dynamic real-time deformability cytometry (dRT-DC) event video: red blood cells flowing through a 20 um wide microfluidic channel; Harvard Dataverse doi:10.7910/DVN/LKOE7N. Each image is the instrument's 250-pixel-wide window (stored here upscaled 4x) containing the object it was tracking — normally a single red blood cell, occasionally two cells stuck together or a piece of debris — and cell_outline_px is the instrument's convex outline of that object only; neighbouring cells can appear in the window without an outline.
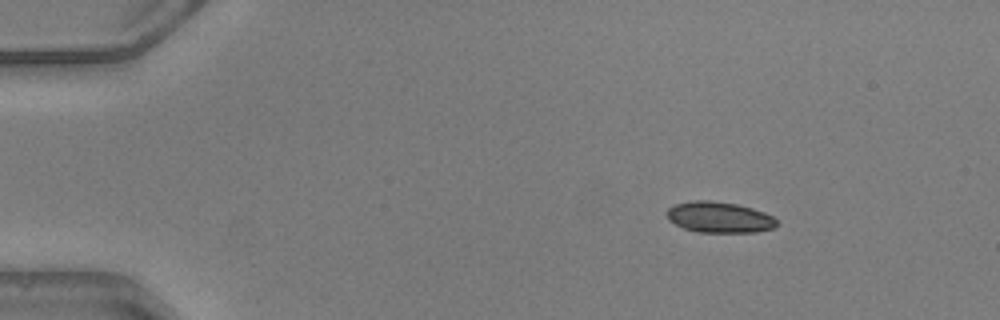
{"species": "common noctule bat (a hibernating species)", "species_latin": "Nyctalus noctula", "temperature_condition": "warm", "stored_images_in_passage": 43, "camera_frame_rate_fps": 3000, "um_per_image_px": 0.085, "animal": {"sex": "male", "body_mass_g": 20.5, "forearm_length_mm": 52.5}, "frame": {"image": 1, "passage_image": 1, "time_ms": 0.0, "image_size_px": [1000, 320], "cell_outline_px": [[776, 224], [772, 228], [756, 232], [696, 232], [684, 228], [668, 220], [668, 208], [676, 204], [692, 200], [708, 200], [736, 204], [752, 208], [764, 212], [772, 216], [776, 220]], "centroid_in_image_um": [61.12, 18.46], "position_along_channel_um": 23.9, "area_um2": 19.59}}
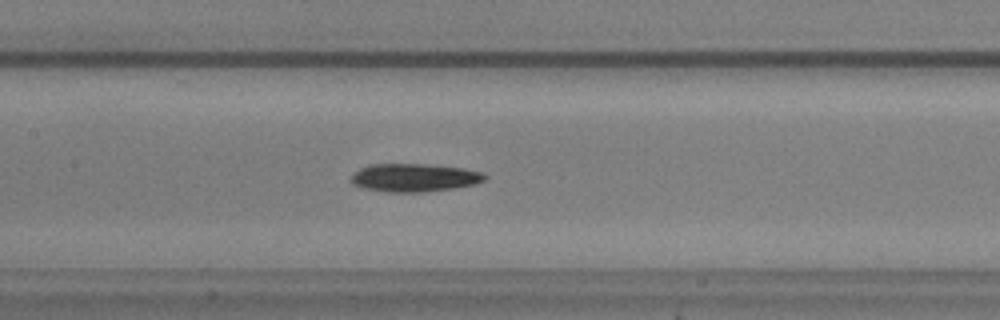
{"frame": {"image": 2, "passage_image": 18, "time_ms": 5.667, "image_size_px": [1000, 320], "cell_outline_px": [[488, 176], [484, 180], [476, 184], [452, 188], [424, 192], [384, 192], [364, 188], [352, 184], [352, 176], [360, 168], [368, 164], [424, 164], [464, 168], [484, 172]], "centroid_in_image_um": [35.24, 15.1], "position_along_channel_um": 172.2, "area_um2": 21.96}}
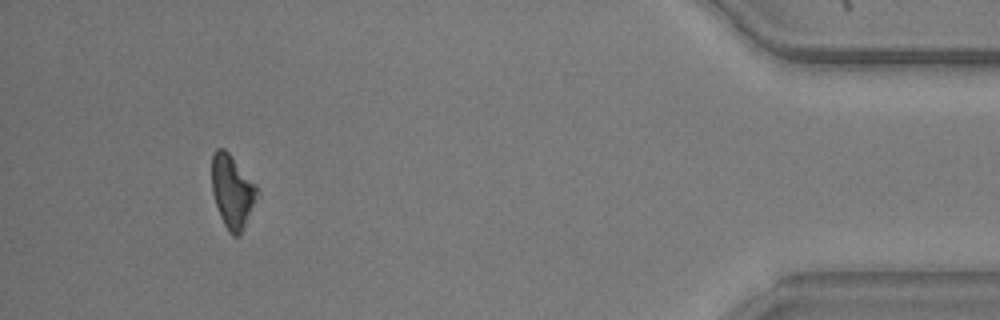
{"frame": {"image": 3, "passage_image": 40, "time_ms": 13.0, "image_size_px": [1000, 320], "cell_outline_px": [[260, 196], [240, 236], [232, 236], [228, 232], [220, 216], [212, 192], [212, 156], [216, 148], [224, 148], [228, 152], [256, 184], [260, 192]], "centroid_in_image_um": [19.78, 16.31], "position_along_channel_um": 415.4, "area_um2": 19.65}, "authors_computed_cell_mechanics": {"area_um2": 21.097, "velocity_mm_per_s": 4.1254, "shape_relaxation_time_tau1_ms": 3.3865, "shape_relaxation_time_tau2_ms": null, "deformation_change_tau1": 0.1438, "deformation_change_tau2": null}}